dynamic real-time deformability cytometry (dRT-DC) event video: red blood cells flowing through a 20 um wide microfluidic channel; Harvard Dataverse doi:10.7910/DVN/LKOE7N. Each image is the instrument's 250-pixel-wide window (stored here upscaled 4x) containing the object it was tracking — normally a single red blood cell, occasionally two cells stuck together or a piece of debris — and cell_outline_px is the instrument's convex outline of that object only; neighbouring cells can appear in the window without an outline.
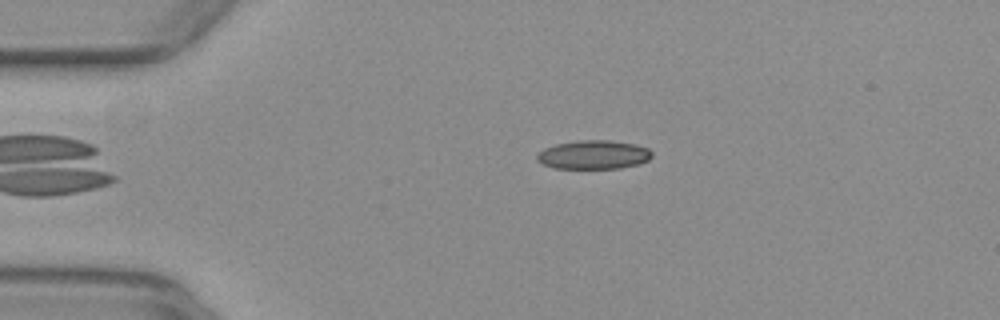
{"species": "common noctule bat (a hibernating species)", "species_latin": "Nyctalus noctula", "temperature_condition": "warm", "stored_images_in_passage": 43, "camera_frame_rate_fps": 3000, "um_per_image_px": 0.085, "animal": {"sex": "female", "body_mass_g": 29.2, "forearm_length_mm": 56.3}, "frame": {"image": 1, "passage_image": 2, "time_ms": 0.333, "image_size_px": [1000, 320], "cell_outline_px": [[652, 156], [648, 160], [640, 164], [620, 168], [556, 168], [544, 164], [536, 160], [536, 156], [544, 148], [556, 144], [576, 140], [608, 140], [636, 144], [648, 148], [652, 152]], "centroid_in_image_um": [50.48, 13.14], "position_along_channel_um": 34.5, "area_um2": 19.31}}
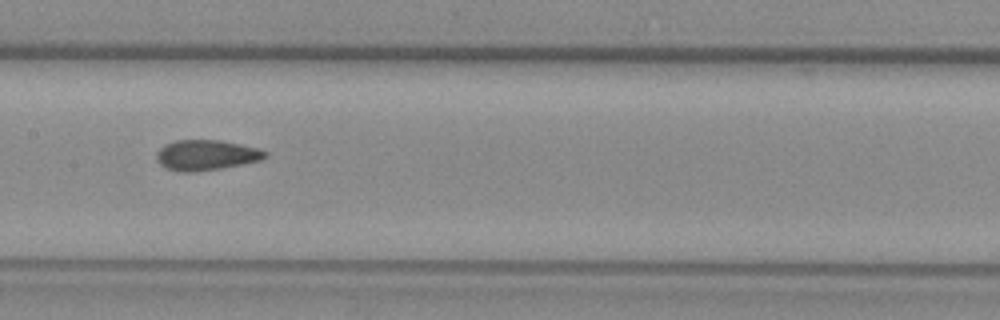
{"frame": {"image": 2, "passage_image": 17, "time_ms": 5.333, "image_size_px": [1000, 320], "cell_outline_px": [[268, 156], [260, 160], [220, 168], [192, 172], [180, 172], [164, 168], [156, 160], [156, 152], [164, 144], [176, 140], [220, 140], [240, 144], [256, 148], [268, 152]], "centroid_in_image_um": [17.47, 13.18], "position_along_channel_um": 189.9, "area_um2": 19.19}}
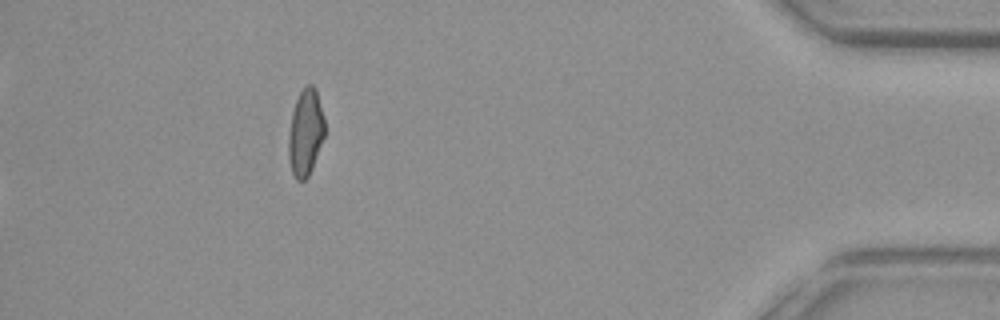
{"frame": {"image": 3, "passage_image": 38, "time_ms": 12.333, "image_size_px": [1000, 320], "cell_outline_px": [[324, 136], [312, 168], [308, 176], [304, 180], [296, 180], [292, 172], [288, 160], [288, 132], [292, 112], [296, 100], [300, 92], [308, 84], [312, 84], [316, 88], [324, 116]], "centroid_in_image_um": [25.95, 11.26], "position_along_channel_um": 409.2, "area_um2": 18.32}, "authors_computed_cell_mechanics": {"area_um2": 19.0162, "velocity_mm_per_s": 3.9756, "shape_relaxation_time_tau1_ms": null, "shape_relaxation_time_tau2_ms": 1.1164, "deformation_change_tau1": null, "deformation_change_tau2": 0.0702}}